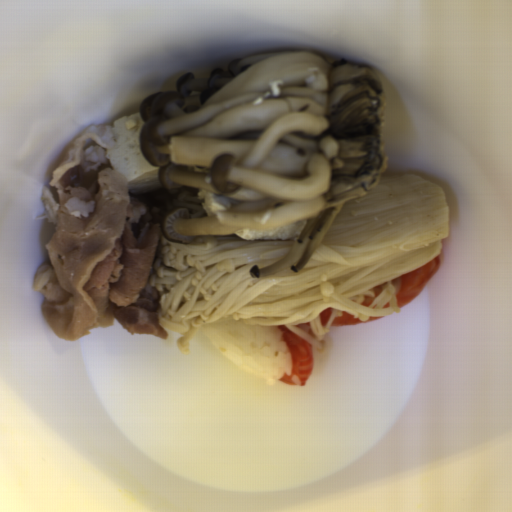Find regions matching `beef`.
<instances>
[{"instance_id": "33117281", "label": "beef", "mask_w": 512, "mask_h": 512, "mask_svg": "<svg viewBox=\"0 0 512 512\" xmlns=\"http://www.w3.org/2000/svg\"><path fill=\"white\" fill-rule=\"evenodd\" d=\"M87 126L69 142L52 163L49 186L57 189L59 202L44 185L46 212L57 225L44 247L50 264L40 265L32 290L44 297V321L64 341H78L93 329L114 327L117 322L130 335H153L163 340L169 333L159 325L158 310L147 311L137 303L148 285L162 231L160 223H145L138 239L131 225L147 213L142 201H131L129 189L109 168L102 149L112 127Z\"/></svg>"}]
</instances>
